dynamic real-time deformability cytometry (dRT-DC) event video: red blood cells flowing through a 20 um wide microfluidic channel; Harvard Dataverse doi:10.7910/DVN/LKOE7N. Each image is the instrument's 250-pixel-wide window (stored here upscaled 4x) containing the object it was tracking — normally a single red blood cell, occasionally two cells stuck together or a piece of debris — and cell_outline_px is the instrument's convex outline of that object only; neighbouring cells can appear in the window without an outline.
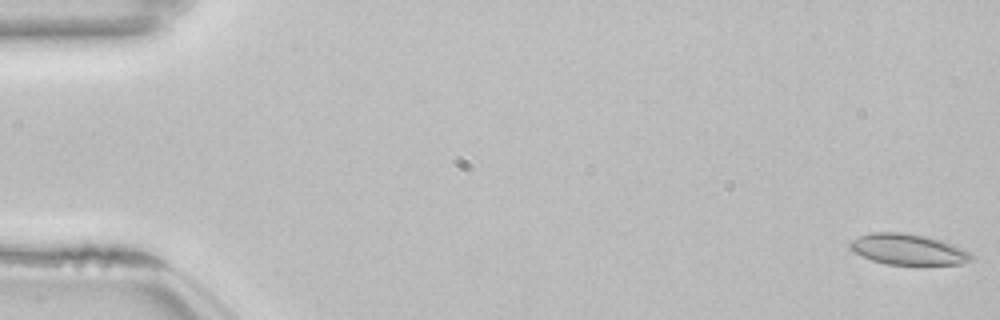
{"species": "common noctule bat (a hibernating species)", "species_latin": "Nyctalus noctula", "temperature_condition": "room temperature", "stored_images_in_passage": 54, "camera_frame_rate_fps": 3000, "um_per_image_px": 0.085, "animal": {"sex": "female", "body_mass_g": 22.7, "forearm_length_mm": 54.2}, "frame": {"image": 1, "passage_image": 1, "time_ms": 0.0, "image_size_px": [1000, 320], "cell_outline_px": [[976, 256], [972, 260], [960, 264], [884, 264], [872, 260], [852, 252], [848, 248], [848, 244], [852, 240], [868, 232], [904, 232], [924, 236], [940, 240], [964, 248], [972, 252]], "centroid_in_image_um": [77.19, 21.19], "position_along_channel_um": 7.8, "area_um2": 22.02}}
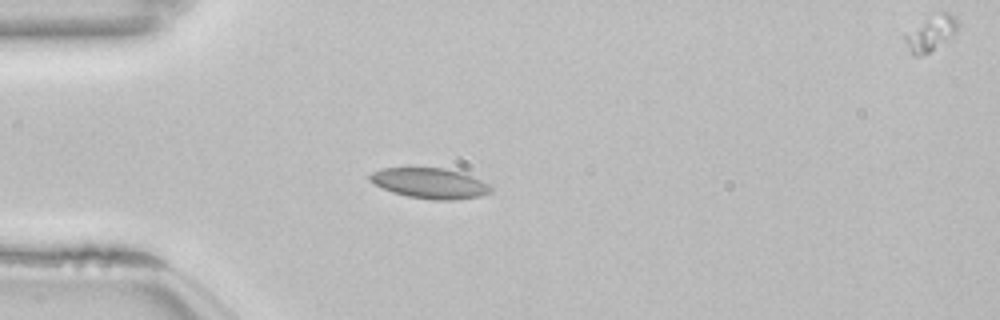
{"frame": {"image": 2, "passage_image": 15, "time_ms": 4.667, "image_size_px": [1000, 320], "cell_outline_px": [[492, 192], [480, 196], [456, 200], [432, 200], [408, 196], [392, 192], [368, 180], [368, 176], [372, 172], [384, 168], [444, 168], [460, 172], [472, 176], [488, 184], [492, 188]], "centroid_in_image_um": [36.55, 15.58], "position_along_channel_um": 48.4, "area_um2": 21.33}}
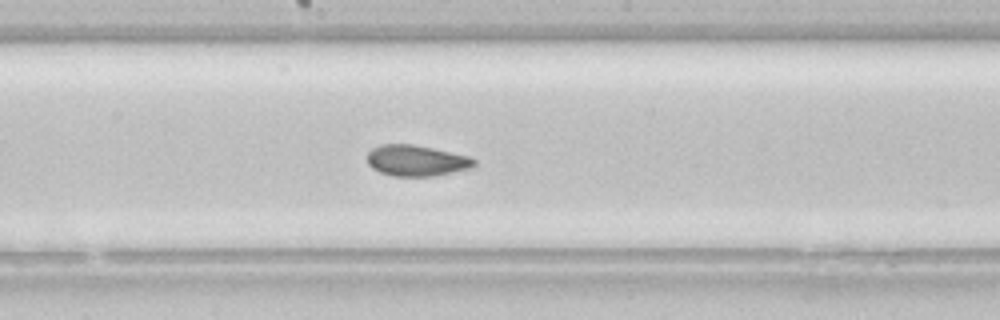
{"frame": {"image": 3, "passage_image": 29, "time_ms": 9.333, "image_size_px": [1000, 320], "cell_outline_px": [[476, 164], [472, 168], [432, 176], [392, 176], [380, 172], [372, 168], [368, 164], [368, 152], [372, 148], [380, 144], [412, 144], [432, 148], [468, 156], [476, 160]], "centroid_in_image_um": [35.38, 13.65], "position_along_channel_um": 212.8, "area_um2": 19.25}, "authors_computed_cell_mechanics": {"area_um2": 21.1548, "velocity_mm_per_s": 3.8254, "shape_relaxation_time_tau1_ms": null, "shape_relaxation_time_tau2_ms": 1.6011, "deformation_change_tau1": null, "deformation_change_tau2": 0.0563}}